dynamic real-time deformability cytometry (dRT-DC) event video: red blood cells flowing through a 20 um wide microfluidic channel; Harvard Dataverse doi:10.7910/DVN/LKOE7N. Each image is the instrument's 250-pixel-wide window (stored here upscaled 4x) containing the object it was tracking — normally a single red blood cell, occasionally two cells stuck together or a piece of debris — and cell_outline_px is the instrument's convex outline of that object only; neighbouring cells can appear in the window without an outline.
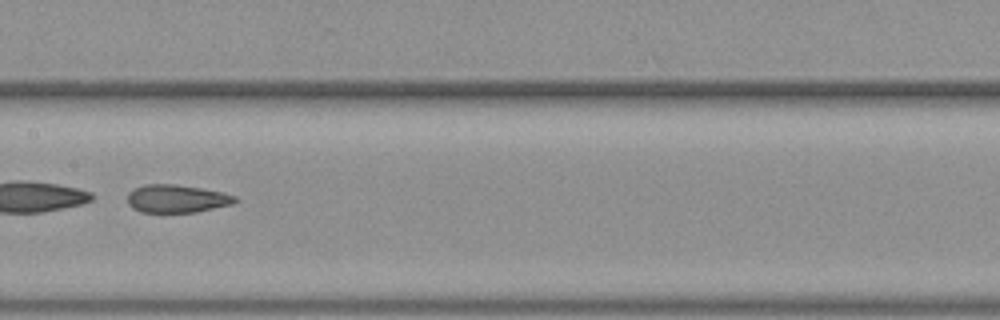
{"species": "common noctule bat (a hibernating species)", "species_latin": "Nyctalus noctula", "temperature_condition": "warm", "stored_images_in_passage": 27, "camera_frame_rate_fps": 3000, "um_per_image_px": 0.085, "animal": {"sex": "female", "body_mass_g": 19.3, "forearm_length_mm": 54.1}, "frame": {"image": 1, "passage_image": 15, "time_ms": 4.667, "image_size_px": [1000, 320], "cell_outline_px": [[240, 200], [232, 204], [196, 212], [140, 212], [132, 208], [128, 204], [128, 192], [132, 188], [144, 184], [176, 184], [224, 192], [236, 196]], "centroid_in_image_um": [15.02, 16.88], "position_along_channel_um": 192.4, "area_um2": 17.74}}